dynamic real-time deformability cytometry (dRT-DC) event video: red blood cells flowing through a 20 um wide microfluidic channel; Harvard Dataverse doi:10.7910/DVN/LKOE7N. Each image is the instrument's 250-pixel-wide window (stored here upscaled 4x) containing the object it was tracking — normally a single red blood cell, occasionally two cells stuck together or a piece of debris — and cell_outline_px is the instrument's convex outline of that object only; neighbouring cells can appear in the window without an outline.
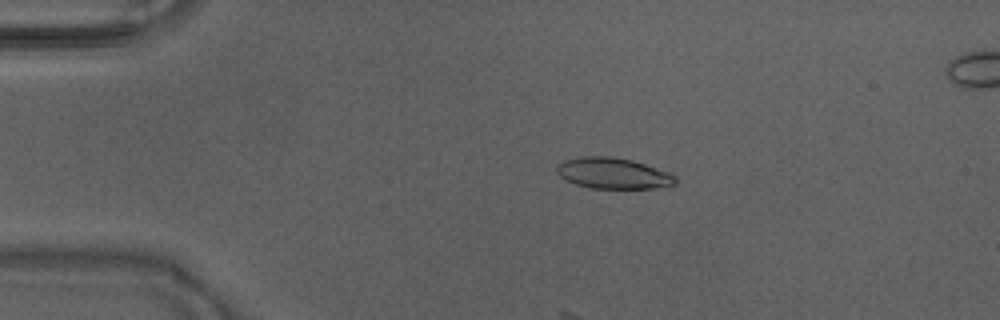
{"species": "Egyptian fruit bat (a non-hibernating species)", "species_latin": "Rousettus aegyptiacus", "temperature_condition": "warm", "stored_images_in_passage": 22, "camera_frame_rate_fps": 3000, "um_per_image_px": 0.085, "animal": {"sex": "male"}, "frame": {"image": 1, "passage_image": 10, "time_ms": 3.0, "image_size_px": [1000, 320], "cell_outline_px": [[676, 184], [656, 188], [592, 188], [576, 184], [560, 176], [556, 172], [556, 168], [564, 160], [580, 156], [608, 156], [632, 160], [668, 172], [676, 176]], "centroid_in_image_um": [52.12, 14.72], "position_along_channel_um": 32.9, "area_um2": 21.21}}